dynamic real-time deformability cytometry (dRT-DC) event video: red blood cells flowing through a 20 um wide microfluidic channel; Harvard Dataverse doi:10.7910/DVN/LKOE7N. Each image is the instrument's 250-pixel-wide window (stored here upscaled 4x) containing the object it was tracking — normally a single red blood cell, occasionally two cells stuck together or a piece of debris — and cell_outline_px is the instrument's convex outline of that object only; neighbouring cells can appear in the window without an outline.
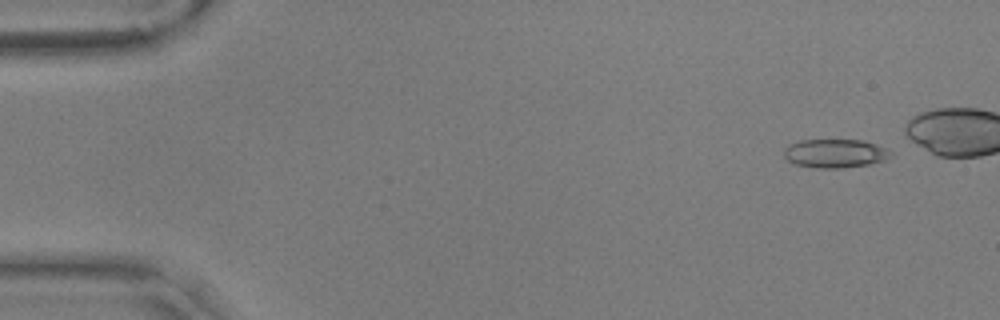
{"species": "common noctule bat (a hibernating species)", "species_latin": "Nyctalus noctula", "temperature_condition": "warm", "stored_images_in_passage": 11, "camera_frame_rate_fps": 3000, "um_per_image_px": 0.085, "animal": {"sex": "male", "body_mass_g": 17.9, "forearm_length_mm": 54.2}, "frame": {"image": 1, "passage_image": 1, "time_ms": 0.0, "image_size_px": [1000, 320], "cell_outline_px": [[892, 156], [884, 160], [868, 164], [840, 168], [816, 168], [796, 164], [788, 160], [784, 156], [784, 148], [788, 144], [800, 140], [860, 140], [876, 144], [888, 148], [892, 152]], "centroid_in_image_um": [70.98, 13.03], "position_along_channel_um": 14.0, "area_um2": 17.86}}